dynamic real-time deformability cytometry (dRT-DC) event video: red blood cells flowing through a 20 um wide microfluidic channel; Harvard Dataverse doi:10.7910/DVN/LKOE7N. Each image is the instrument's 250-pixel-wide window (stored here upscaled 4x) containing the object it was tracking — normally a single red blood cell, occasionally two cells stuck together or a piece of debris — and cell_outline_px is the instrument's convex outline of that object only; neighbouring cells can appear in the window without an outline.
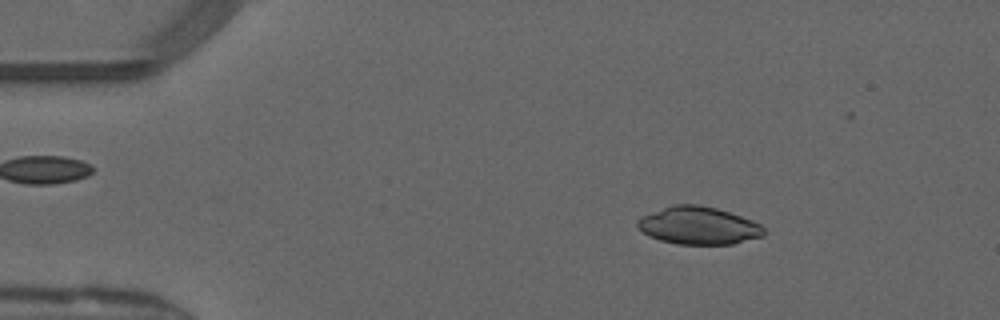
{"species": "common noctule bat (a hibernating species)", "species_latin": "Nyctalus noctula", "temperature_condition": "warm", "stored_images_in_passage": 50, "segment_of_instrument_passage": [1, 2], "camera_frame_rate_fps": 3000, "um_per_image_px": 0.085, "animal": {"sex": "male", "forearm_length_mm": 52.5}, "frame": {"image": 1, "passage_image": 7, "time_ms": 2.0, "image_size_px": [1000, 320], "cell_outline_px": [[764, 236], [732, 244], [676, 244], [660, 240], [648, 236], [636, 224], [636, 220], [644, 216], [672, 204], [700, 204], [716, 208], [752, 220], [760, 224], [764, 228]], "centroid_in_image_um": [59.38, 19.18], "position_along_channel_um": 25.6, "area_um2": 27.57}}
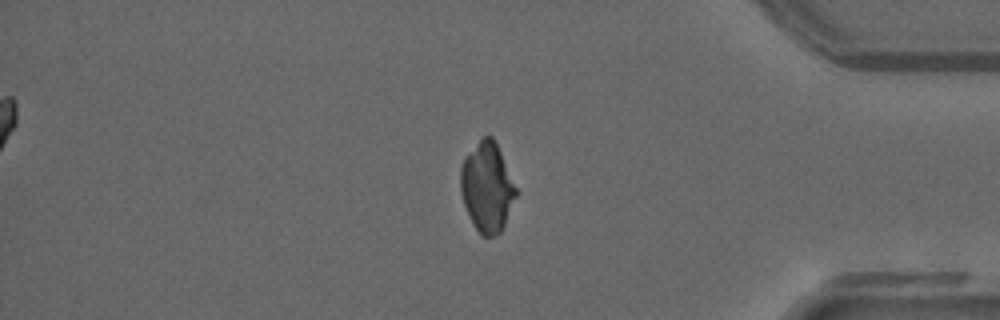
{"frame": {"image": 2, "passage_image": 41, "time_ms": 13.333, "image_size_px": [1000, 320], "cell_outline_px": [[516, 196], [504, 224], [500, 232], [496, 236], [480, 236], [464, 204], [460, 188], [460, 168], [464, 156], [484, 136], [492, 136], [500, 152], [516, 188]], "centroid_in_image_um": [41.37, 15.91], "position_along_channel_um": 393.8, "area_um2": 28.32}}